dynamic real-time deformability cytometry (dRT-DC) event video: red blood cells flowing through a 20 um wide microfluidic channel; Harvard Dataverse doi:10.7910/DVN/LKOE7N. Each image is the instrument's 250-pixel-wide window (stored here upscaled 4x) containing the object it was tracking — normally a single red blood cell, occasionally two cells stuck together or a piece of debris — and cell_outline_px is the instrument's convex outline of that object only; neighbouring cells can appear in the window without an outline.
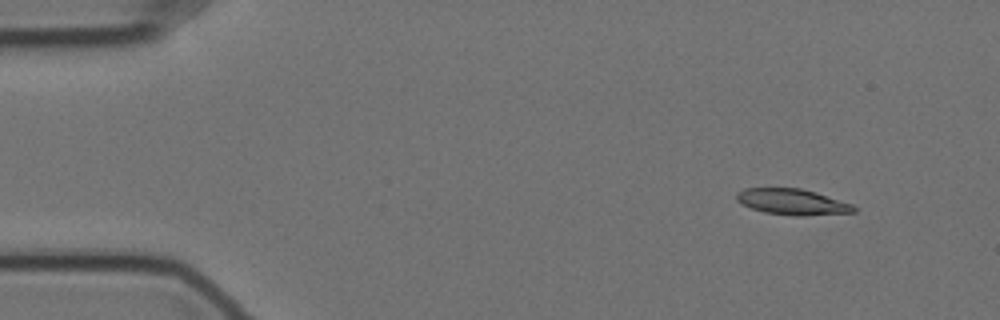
{"species": "Egyptian fruit bat (a non-hibernating species)", "species_latin": "Rousettus aegyptiacus", "temperature_condition": "cold", "stored_images_in_passage": 55, "camera_frame_rate_fps": 3000, "um_per_image_px": 0.085, "animal": {"sex": "female"}, "frame": {"image": 1, "passage_image": 2, "time_ms": 0.333, "image_size_px": [1000, 320], "cell_outline_px": [[856, 212], [804, 216], [792, 216], [764, 212], [740, 204], [736, 200], [736, 192], [744, 188], [800, 188], [816, 192], [852, 204], [856, 208]], "centroid_in_image_um": [67.32, 17.16], "position_along_channel_um": 17.7, "area_um2": 17.86}}
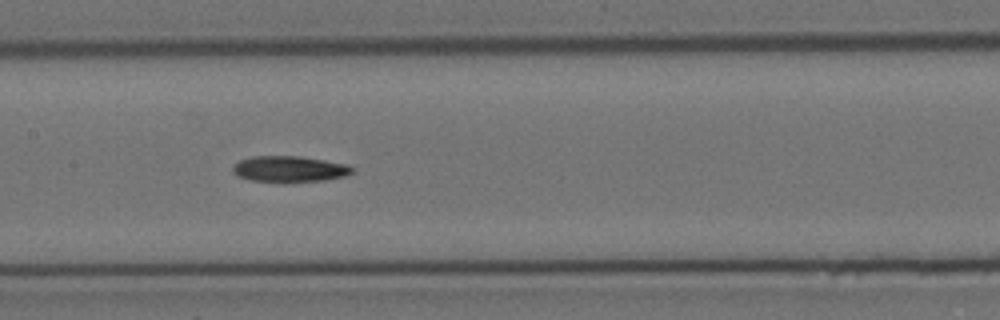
{"frame": {"image": 2, "passage_image": 24, "time_ms": 7.667, "image_size_px": [1000, 320], "cell_outline_px": [[356, 172], [344, 176], [324, 180], [284, 184], [248, 180], [236, 176], [232, 172], [232, 168], [240, 160], [252, 156], [300, 156], [324, 160], [344, 164], [352, 168]], "centroid_in_image_um": [24.56, 14.4], "position_along_channel_um": 182.8, "area_um2": 18.61}}
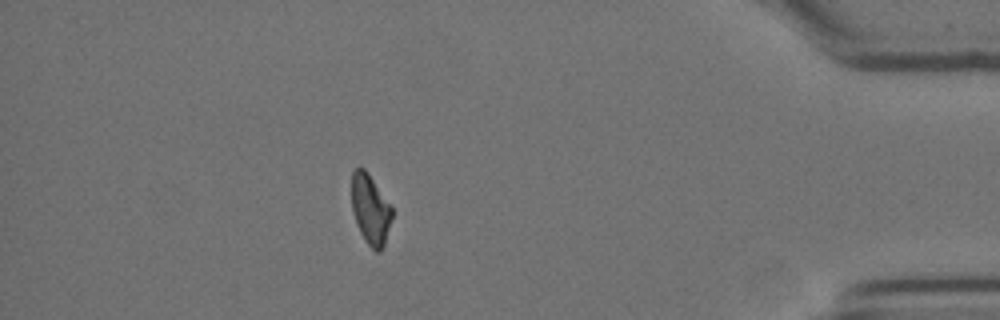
{"frame": {"image": 3, "passage_image": 47, "time_ms": 15.333, "image_size_px": [1000, 320], "cell_outline_px": [[392, 216], [384, 244], [380, 252], [376, 252], [364, 240], [356, 224], [352, 212], [352, 172], [356, 168], [364, 168], [392, 208]], "centroid_in_image_um": [31.46, 17.83], "position_along_channel_um": 403.7, "area_um2": 16.13}, "authors_computed_cell_mechanics": {"area_um2": 17.918, "velocity_mm_per_s": 3.4932, "shape_relaxation_time_tau1_ms": 8.1664, "shape_relaxation_time_tau2_ms": null, "deformation_change_tau1": 0.2191, "deformation_change_tau2": null}}